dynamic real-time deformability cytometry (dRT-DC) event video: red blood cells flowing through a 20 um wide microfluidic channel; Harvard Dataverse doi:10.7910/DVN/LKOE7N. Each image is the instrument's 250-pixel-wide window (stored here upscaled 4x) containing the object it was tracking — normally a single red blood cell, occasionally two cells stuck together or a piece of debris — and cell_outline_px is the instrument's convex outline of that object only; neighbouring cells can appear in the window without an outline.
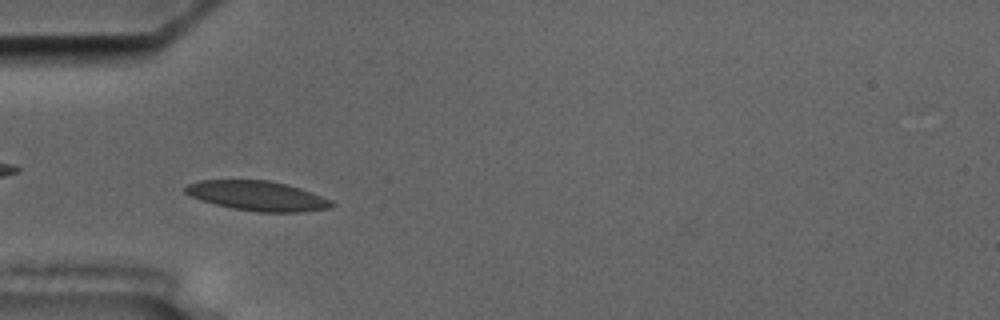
{"species": "common noctule bat (a hibernating species)", "species_latin": "Nyctalus noctula", "temperature_condition": "cold", "stored_images_in_passage": 50, "camera_frame_rate_fps": 3000, "um_per_image_px": 0.085, "animal": {"sex": "male", "body_mass_g": 17.5, "forearm_length_mm": 52.3}, "frame": {"image": 1, "passage_image": 11, "time_ms": 3.333, "image_size_px": [1000, 320], "cell_outline_px": [[336, 204], [332, 208], [300, 212], [256, 212], [232, 208], [200, 200], [184, 192], [184, 188], [188, 184], [200, 180], [268, 180], [288, 184], [300, 188], [332, 200]], "centroid_in_image_um": [21.91, 16.65], "position_along_channel_um": 63.1, "area_um2": 25.43}}
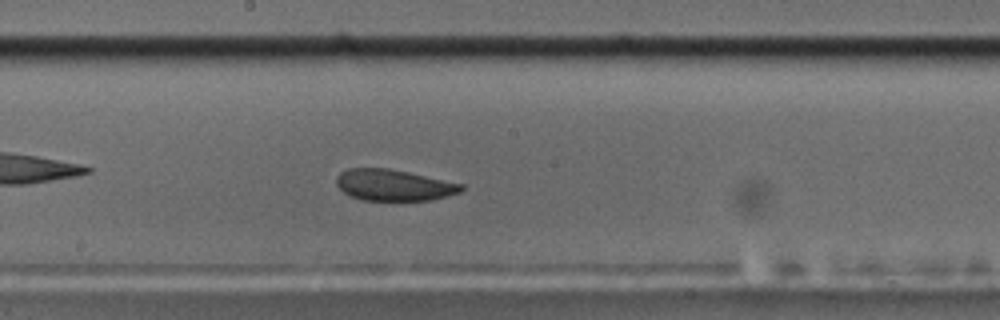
{"frame": {"image": 2, "passage_image": 24, "time_ms": 7.667, "image_size_px": [1000, 320], "cell_outline_px": [[464, 188], [460, 192], [448, 196], [432, 200], [364, 200], [348, 196], [336, 184], [336, 176], [340, 172], [348, 168], [388, 168], [408, 172], [464, 184]], "centroid_in_image_um": [33.46, 15.73], "position_along_channel_um": 214.7, "area_um2": 22.83}}
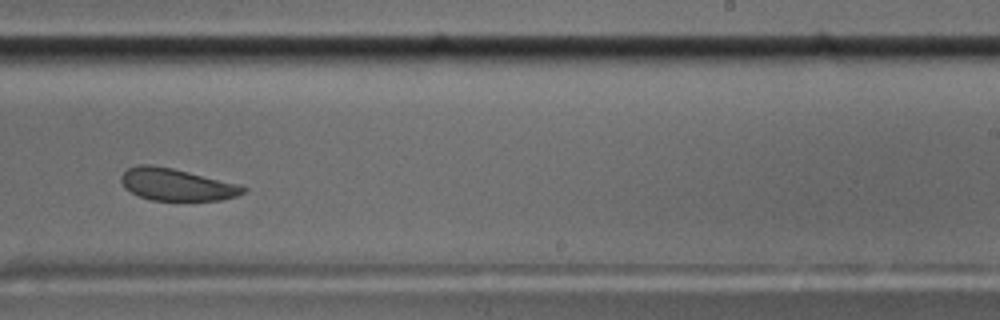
{"frame": {"image": 3, "passage_image": 29, "time_ms": 9.333, "image_size_px": [1000, 320], "cell_outline_px": [[248, 188], [244, 192], [236, 196], [220, 200], [152, 200], [140, 196], [124, 188], [120, 180], [120, 176], [128, 168], [136, 164], [152, 164], [172, 168], [240, 184]], "centroid_in_image_um": [14.99, 15.67], "position_along_channel_um": 274.0, "area_um2": 22.83}, "authors_computed_cell_mechanics": {"area_um2": 24.4783, "velocity_mm_per_s": 3.5622, "shape_relaxation_time_tau1_ms": 3.4348, "shape_relaxation_time_tau2_ms": 3.7629, "deformation_change_tau1": 0.1052, "deformation_change_tau2": 0.0794}}